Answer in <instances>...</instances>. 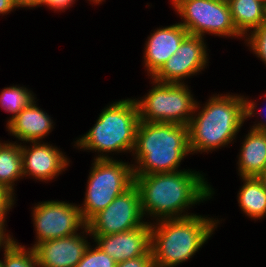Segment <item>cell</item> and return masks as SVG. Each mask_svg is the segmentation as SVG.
Wrapping results in <instances>:
<instances>
[{
  "mask_svg": "<svg viewBox=\"0 0 266 267\" xmlns=\"http://www.w3.org/2000/svg\"><path fill=\"white\" fill-rule=\"evenodd\" d=\"M134 185L140 193L143 216L146 211L150 215L162 217L160 219L193 216L180 214L187 206L203 201L212 194L211 187L204 182L201 174L188 170L134 175Z\"/></svg>",
  "mask_w": 266,
  "mask_h": 267,
  "instance_id": "1",
  "label": "cell"
},
{
  "mask_svg": "<svg viewBox=\"0 0 266 267\" xmlns=\"http://www.w3.org/2000/svg\"><path fill=\"white\" fill-rule=\"evenodd\" d=\"M188 125L190 152L209 151L230 143L255 104L239 96H214Z\"/></svg>",
  "mask_w": 266,
  "mask_h": 267,
  "instance_id": "2",
  "label": "cell"
},
{
  "mask_svg": "<svg viewBox=\"0 0 266 267\" xmlns=\"http://www.w3.org/2000/svg\"><path fill=\"white\" fill-rule=\"evenodd\" d=\"M134 150L140 166L133 169L134 175L176 172L190 153L188 126L139 121Z\"/></svg>",
  "mask_w": 266,
  "mask_h": 267,
  "instance_id": "3",
  "label": "cell"
},
{
  "mask_svg": "<svg viewBox=\"0 0 266 267\" xmlns=\"http://www.w3.org/2000/svg\"><path fill=\"white\" fill-rule=\"evenodd\" d=\"M194 215L161 219L151 224V244L155 267H174L193 256L207 241L218 222Z\"/></svg>",
  "mask_w": 266,
  "mask_h": 267,
  "instance_id": "4",
  "label": "cell"
},
{
  "mask_svg": "<svg viewBox=\"0 0 266 267\" xmlns=\"http://www.w3.org/2000/svg\"><path fill=\"white\" fill-rule=\"evenodd\" d=\"M139 121L136 100H120L104 109L95 126L76 144L98 152L132 151Z\"/></svg>",
  "mask_w": 266,
  "mask_h": 267,
  "instance_id": "5",
  "label": "cell"
},
{
  "mask_svg": "<svg viewBox=\"0 0 266 267\" xmlns=\"http://www.w3.org/2000/svg\"><path fill=\"white\" fill-rule=\"evenodd\" d=\"M93 165L84 207L79 208L86 223L134 185V167L124 162L100 155Z\"/></svg>",
  "mask_w": 266,
  "mask_h": 267,
  "instance_id": "6",
  "label": "cell"
},
{
  "mask_svg": "<svg viewBox=\"0 0 266 267\" xmlns=\"http://www.w3.org/2000/svg\"><path fill=\"white\" fill-rule=\"evenodd\" d=\"M157 85L145 96L136 100L140 121L189 125L198 104L183 83L170 84L154 81Z\"/></svg>",
  "mask_w": 266,
  "mask_h": 267,
  "instance_id": "7",
  "label": "cell"
},
{
  "mask_svg": "<svg viewBox=\"0 0 266 267\" xmlns=\"http://www.w3.org/2000/svg\"><path fill=\"white\" fill-rule=\"evenodd\" d=\"M184 22L180 24L191 35L204 33L242 36L235 28L229 4L216 0H172Z\"/></svg>",
  "mask_w": 266,
  "mask_h": 267,
  "instance_id": "8",
  "label": "cell"
},
{
  "mask_svg": "<svg viewBox=\"0 0 266 267\" xmlns=\"http://www.w3.org/2000/svg\"><path fill=\"white\" fill-rule=\"evenodd\" d=\"M140 193L133 185L116 197L105 209L95 214L84 228L92 235H109L128 231L144 225Z\"/></svg>",
  "mask_w": 266,
  "mask_h": 267,
  "instance_id": "9",
  "label": "cell"
},
{
  "mask_svg": "<svg viewBox=\"0 0 266 267\" xmlns=\"http://www.w3.org/2000/svg\"><path fill=\"white\" fill-rule=\"evenodd\" d=\"M80 207L60 201L41 202L34 208L33 219L38 242L58 239L76 234L78 227L85 228L87 223L81 216Z\"/></svg>",
  "mask_w": 266,
  "mask_h": 267,
  "instance_id": "10",
  "label": "cell"
},
{
  "mask_svg": "<svg viewBox=\"0 0 266 267\" xmlns=\"http://www.w3.org/2000/svg\"><path fill=\"white\" fill-rule=\"evenodd\" d=\"M203 37L188 34L165 64L152 76L160 83L181 84L180 80L194 75L207 63Z\"/></svg>",
  "mask_w": 266,
  "mask_h": 267,
  "instance_id": "11",
  "label": "cell"
},
{
  "mask_svg": "<svg viewBox=\"0 0 266 267\" xmlns=\"http://www.w3.org/2000/svg\"><path fill=\"white\" fill-rule=\"evenodd\" d=\"M97 245L116 263L144 256L150 250L151 224L109 235H93Z\"/></svg>",
  "mask_w": 266,
  "mask_h": 267,
  "instance_id": "12",
  "label": "cell"
},
{
  "mask_svg": "<svg viewBox=\"0 0 266 267\" xmlns=\"http://www.w3.org/2000/svg\"><path fill=\"white\" fill-rule=\"evenodd\" d=\"M89 244L78 234L46 240L33 249L40 267H76Z\"/></svg>",
  "mask_w": 266,
  "mask_h": 267,
  "instance_id": "13",
  "label": "cell"
},
{
  "mask_svg": "<svg viewBox=\"0 0 266 267\" xmlns=\"http://www.w3.org/2000/svg\"><path fill=\"white\" fill-rule=\"evenodd\" d=\"M32 143L31 149L21 145L23 176L31 175L47 181L66 168L69 161L58 149L47 144Z\"/></svg>",
  "mask_w": 266,
  "mask_h": 267,
  "instance_id": "14",
  "label": "cell"
},
{
  "mask_svg": "<svg viewBox=\"0 0 266 267\" xmlns=\"http://www.w3.org/2000/svg\"><path fill=\"white\" fill-rule=\"evenodd\" d=\"M188 34L180 23L157 29L151 34L144 53L145 67L150 75L153 76L175 54Z\"/></svg>",
  "mask_w": 266,
  "mask_h": 267,
  "instance_id": "15",
  "label": "cell"
},
{
  "mask_svg": "<svg viewBox=\"0 0 266 267\" xmlns=\"http://www.w3.org/2000/svg\"><path fill=\"white\" fill-rule=\"evenodd\" d=\"M34 103L35 101H32L7 123L10 133L21 141L38 142L53 127V122L47 113H44Z\"/></svg>",
  "mask_w": 266,
  "mask_h": 267,
  "instance_id": "16",
  "label": "cell"
},
{
  "mask_svg": "<svg viewBox=\"0 0 266 267\" xmlns=\"http://www.w3.org/2000/svg\"><path fill=\"white\" fill-rule=\"evenodd\" d=\"M266 168V131L250 130L239 157L241 177H258Z\"/></svg>",
  "mask_w": 266,
  "mask_h": 267,
  "instance_id": "17",
  "label": "cell"
},
{
  "mask_svg": "<svg viewBox=\"0 0 266 267\" xmlns=\"http://www.w3.org/2000/svg\"><path fill=\"white\" fill-rule=\"evenodd\" d=\"M228 4L233 24L241 35L266 21V3L262 0H230Z\"/></svg>",
  "mask_w": 266,
  "mask_h": 267,
  "instance_id": "18",
  "label": "cell"
},
{
  "mask_svg": "<svg viewBox=\"0 0 266 267\" xmlns=\"http://www.w3.org/2000/svg\"><path fill=\"white\" fill-rule=\"evenodd\" d=\"M244 185L238 193L241 209L250 218H261L266 215V190L257 177H243Z\"/></svg>",
  "mask_w": 266,
  "mask_h": 267,
  "instance_id": "19",
  "label": "cell"
},
{
  "mask_svg": "<svg viewBox=\"0 0 266 267\" xmlns=\"http://www.w3.org/2000/svg\"><path fill=\"white\" fill-rule=\"evenodd\" d=\"M22 176L21 145L2 143L0 145V184L13 192L12 183Z\"/></svg>",
  "mask_w": 266,
  "mask_h": 267,
  "instance_id": "20",
  "label": "cell"
},
{
  "mask_svg": "<svg viewBox=\"0 0 266 267\" xmlns=\"http://www.w3.org/2000/svg\"><path fill=\"white\" fill-rule=\"evenodd\" d=\"M34 97L32 93L23 87H8L3 89L0 95V104L6 112L13 113L12 118L26 108Z\"/></svg>",
  "mask_w": 266,
  "mask_h": 267,
  "instance_id": "21",
  "label": "cell"
},
{
  "mask_svg": "<svg viewBox=\"0 0 266 267\" xmlns=\"http://www.w3.org/2000/svg\"><path fill=\"white\" fill-rule=\"evenodd\" d=\"M3 267H36L39 266L33 248L28 251L24 246H20L14 239L8 245H4ZM26 250V251H25Z\"/></svg>",
  "mask_w": 266,
  "mask_h": 267,
  "instance_id": "22",
  "label": "cell"
},
{
  "mask_svg": "<svg viewBox=\"0 0 266 267\" xmlns=\"http://www.w3.org/2000/svg\"><path fill=\"white\" fill-rule=\"evenodd\" d=\"M116 264L108 254L97 246L94 250L88 247L76 267H116Z\"/></svg>",
  "mask_w": 266,
  "mask_h": 267,
  "instance_id": "23",
  "label": "cell"
},
{
  "mask_svg": "<svg viewBox=\"0 0 266 267\" xmlns=\"http://www.w3.org/2000/svg\"><path fill=\"white\" fill-rule=\"evenodd\" d=\"M248 44H250L255 54L266 63V21H264L259 27L251 31Z\"/></svg>",
  "mask_w": 266,
  "mask_h": 267,
  "instance_id": "24",
  "label": "cell"
},
{
  "mask_svg": "<svg viewBox=\"0 0 266 267\" xmlns=\"http://www.w3.org/2000/svg\"><path fill=\"white\" fill-rule=\"evenodd\" d=\"M116 267H155L151 249L144 256L117 263Z\"/></svg>",
  "mask_w": 266,
  "mask_h": 267,
  "instance_id": "25",
  "label": "cell"
},
{
  "mask_svg": "<svg viewBox=\"0 0 266 267\" xmlns=\"http://www.w3.org/2000/svg\"><path fill=\"white\" fill-rule=\"evenodd\" d=\"M72 2H74V0H39V5L45 4L51 9L63 10L68 6H71V4H73Z\"/></svg>",
  "mask_w": 266,
  "mask_h": 267,
  "instance_id": "26",
  "label": "cell"
},
{
  "mask_svg": "<svg viewBox=\"0 0 266 267\" xmlns=\"http://www.w3.org/2000/svg\"><path fill=\"white\" fill-rule=\"evenodd\" d=\"M12 192L4 185L0 184V203H13Z\"/></svg>",
  "mask_w": 266,
  "mask_h": 267,
  "instance_id": "27",
  "label": "cell"
},
{
  "mask_svg": "<svg viewBox=\"0 0 266 267\" xmlns=\"http://www.w3.org/2000/svg\"><path fill=\"white\" fill-rule=\"evenodd\" d=\"M14 203H0V229L4 230V221L7 211Z\"/></svg>",
  "mask_w": 266,
  "mask_h": 267,
  "instance_id": "28",
  "label": "cell"
},
{
  "mask_svg": "<svg viewBox=\"0 0 266 267\" xmlns=\"http://www.w3.org/2000/svg\"><path fill=\"white\" fill-rule=\"evenodd\" d=\"M15 7L14 0H0V14L9 13Z\"/></svg>",
  "mask_w": 266,
  "mask_h": 267,
  "instance_id": "29",
  "label": "cell"
},
{
  "mask_svg": "<svg viewBox=\"0 0 266 267\" xmlns=\"http://www.w3.org/2000/svg\"><path fill=\"white\" fill-rule=\"evenodd\" d=\"M16 7L39 6V0H14Z\"/></svg>",
  "mask_w": 266,
  "mask_h": 267,
  "instance_id": "30",
  "label": "cell"
},
{
  "mask_svg": "<svg viewBox=\"0 0 266 267\" xmlns=\"http://www.w3.org/2000/svg\"><path fill=\"white\" fill-rule=\"evenodd\" d=\"M12 242V238L7 234H4V230L0 229V247L2 245H8ZM2 244V245H1Z\"/></svg>",
  "mask_w": 266,
  "mask_h": 267,
  "instance_id": "31",
  "label": "cell"
},
{
  "mask_svg": "<svg viewBox=\"0 0 266 267\" xmlns=\"http://www.w3.org/2000/svg\"><path fill=\"white\" fill-rule=\"evenodd\" d=\"M257 179L262 183V186L265 188L266 190V172H262Z\"/></svg>",
  "mask_w": 266,
  "mask_h": 267,
  "instance_id": "32",
  "label": "cell"
},
{
  "mask_svg": "<svg viewBox=\"0 0 266 267\" xmlns=\"http://www.w3.org/2000/svg\"><path fill=\"white\" fill-rule=\"evenodd\" d=\"M252 130L266 131V124L259 123L256 126H253Z\"/></svg>",
  "mask_w": 266,
  "mask_h": 267,
  "instance_id": "33",
  "label": "cell"
},
{
  "mask_svg": "<svg viewBox=\"0 0 266 267\" xmlns=\"http://www.w3.org/2000/svg\"><path fill=\"white\" fill-rule=\"evenodd\" d=\"M216 1H221V2H226V3H228L230 0H216Z\"/></svg>",
  "mask_w": 266,
  "mask_h": 267,
  "instance_id": "34",
  "label": "cell"
},
{
  "mask_svg": "<svg viewBox=\"0 0 266 267\" xmlns=\"http://www.w3.org/2000/svg\"><path fill=\"white\" fill-rule=\"evenodd\" d=\"M91 1V0H90ZM93 2H96V3H99L101 2L102 0H92Z\"/></svg>",
  "mask_w": 266,
  "mask_h": 267,
  "instance_id": "35",
  "label": "cell"
},
{
  "mask_svg": "<svg viewBox=\"0 0 266 267\" xmlns=\"http://www.w3.org/2000/svg\"><path fill=\"white\" fill-rule=\"evenodd\" d=\"M0 267H3L2 261L0 260Z\"/></svg>",
  "mask_w": 266,
  "mask_h": 267,
  "instance_id": "36",
  "label": "cell"
}]
</instances>
